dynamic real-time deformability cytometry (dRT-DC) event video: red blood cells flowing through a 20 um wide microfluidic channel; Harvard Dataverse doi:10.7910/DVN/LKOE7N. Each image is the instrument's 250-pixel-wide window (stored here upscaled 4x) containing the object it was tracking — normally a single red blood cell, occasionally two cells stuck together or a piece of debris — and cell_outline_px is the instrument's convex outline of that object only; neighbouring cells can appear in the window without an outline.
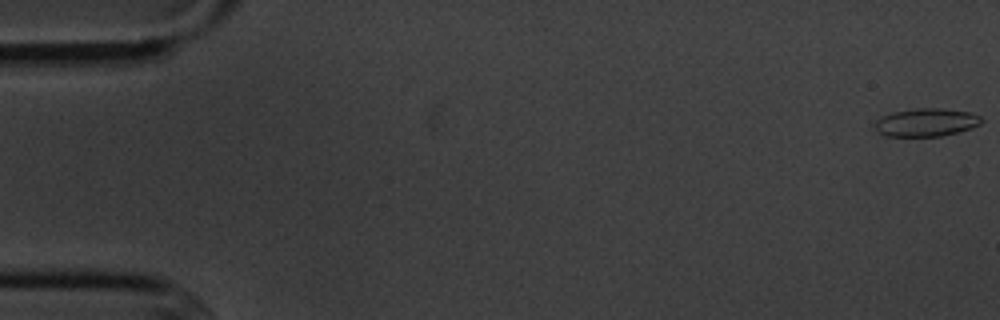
{"species": "common noctule bat (a hibernating species)", "species_latin": "Nyctalus noctula", "temperature_condition": "cold", "stored_images_in_passage": 7, "camera_frame_rate_fps": 3000, "um_per_image_px": 0.085, "animal": {"sex": "male", "body_mass_g": 20.1, "forearm_length_mm": 53.5}, "frame": {"image": 1, "passage_image": 1, "time_ms": 0.0, "image_size_px": [1000, 320], "cell_outline_px": [[984, 120], [980, 124], [972, 128], [940, 136], [888, 136], [876, 132], [872, 128], [872, 124], [876, 120], [892, 112], [916, 108], [940, 108], [972, 112], [980, 116]], "centroid_in_image_um": [78.7, 10.4], "position_along_channel_um": 6.3, "area_um2": 17.63}}
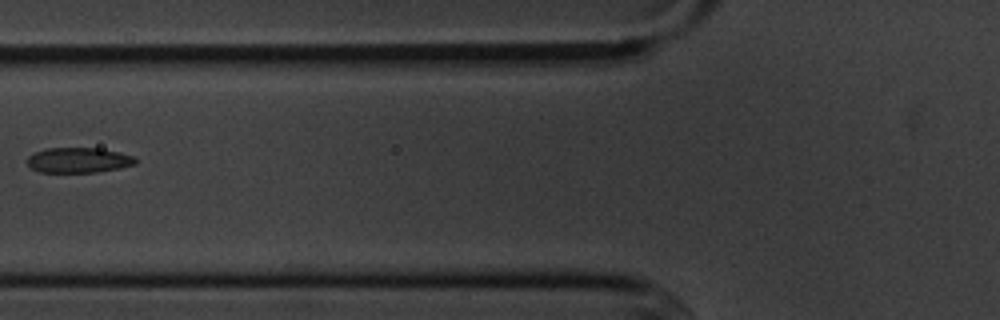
{"frame": {"image": 2, "passage_image": 6, "time_ms": 7.0, "image_size_px": [1000, 320], "cell_outline_px": [[136, 164], [120, 168], [96, 172], [40, 172], [32, 168], [28, 164], [28, 156], [32, 152], [48, 148], [96, 148], [120, 152], [136, 156]], "centroid_in_image_um": [6.69, 13.61], "position_along_channel_um": 119.1, "area_um2": 15.95}}
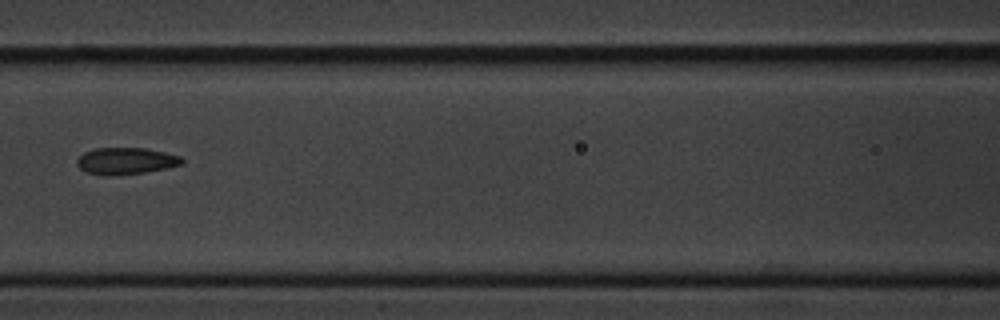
{"frame": {"image": 3, "passage_image": 7, "time_ms": 8.0, "image_size_px": [1000, 320], "cell_outline_px": [[184, 164], [168, 168], [144, 172], [112, 176], [104, 176], [88, 172], [80, 168], [76, 164], [76, 160], [84, 152], [96, 148], [148, 148], [180, 156], [184, 160]], "centroid_in_image_um": [10.72, 13.68], "position_along_channel_um": 155.9, "area_um2": 16.47}}